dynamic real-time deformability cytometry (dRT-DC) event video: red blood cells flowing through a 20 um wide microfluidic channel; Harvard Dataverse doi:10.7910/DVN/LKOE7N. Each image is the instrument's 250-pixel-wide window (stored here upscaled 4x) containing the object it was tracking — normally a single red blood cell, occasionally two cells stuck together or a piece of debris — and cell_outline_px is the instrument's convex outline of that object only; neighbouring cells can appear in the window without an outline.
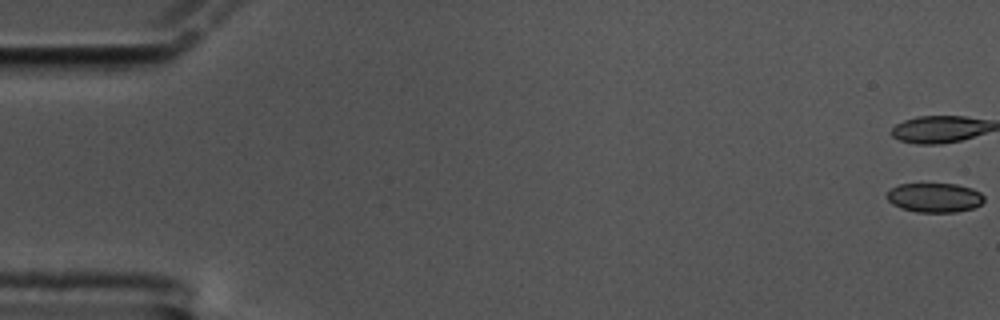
{"species": "common noctule bat (a hibernating species)", "species_latin": "Nyctalus noctula", "temperature_condition": "cold", "stored_images_in_passage": 61, "camera_frame_rate_fps": 3000, "um_per_image_px": 0.085, "animal": {"sex": "male", "body_mass_g": 17.5, "forearm_length_mm": 52.3}, "frame": {"image": 1, "passage_image": 1, "time_ms": 0.0, "image_size_px": [1000, 320], "cell_outline_px": [[984, 200], [980, 204], [972, 208], [956, 212], [916, 212], [900, 208], [892, 204], [884, 196], [892, 188], [900, 184], [956, 184], [972, 188], [980, 192], [984, 196]], "centroid_in_image_um": [79.42, 16.8], "position_along_channel_um": 5.6, "area_um2": 16.65}}